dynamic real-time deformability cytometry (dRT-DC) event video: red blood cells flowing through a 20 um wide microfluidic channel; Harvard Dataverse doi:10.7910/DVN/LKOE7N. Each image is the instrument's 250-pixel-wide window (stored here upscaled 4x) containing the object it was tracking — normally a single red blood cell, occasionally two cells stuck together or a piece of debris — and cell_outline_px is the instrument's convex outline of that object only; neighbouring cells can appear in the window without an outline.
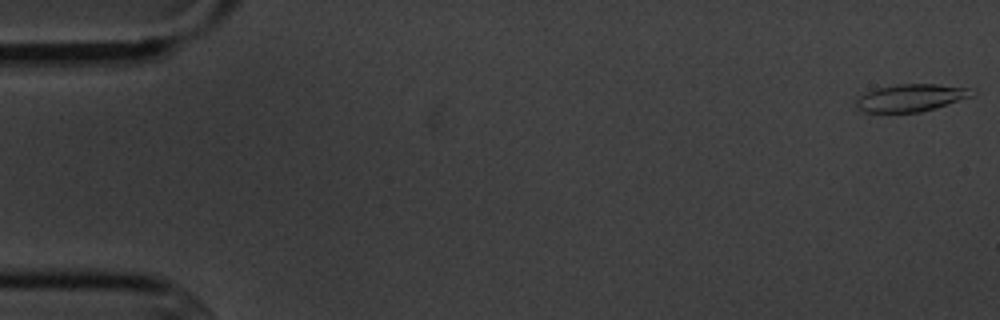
{"species": "common noctule bat (a hibernating species)", "species_latin": "Nyctalus noctula", "temperature_condition": "cold", "stored_images_in_passage": 5, "camera_frame_rate_fps": 3000, "um_per_image_px": 0.085, "animal": {"sex": "male", "body_mass_g": 20.1, "forearm_length_mm": 53.5}, "frame": {"image": 1, "passage_image": 1, "time_ms": 0.0, "image_size_px": [1000, 320], "cell_outline_px": [[976, 92], [972, 96], [936, 108], [920, 112], [864, 112], [856, 104], [856, 100], [860, 96], [876, 88], [896, 84], [936, 84], [964, 88]], "centroid_in_image_um": [77.42, 8.31], "position_along_channel_um": 7.6, "area_um2": 18.15}}